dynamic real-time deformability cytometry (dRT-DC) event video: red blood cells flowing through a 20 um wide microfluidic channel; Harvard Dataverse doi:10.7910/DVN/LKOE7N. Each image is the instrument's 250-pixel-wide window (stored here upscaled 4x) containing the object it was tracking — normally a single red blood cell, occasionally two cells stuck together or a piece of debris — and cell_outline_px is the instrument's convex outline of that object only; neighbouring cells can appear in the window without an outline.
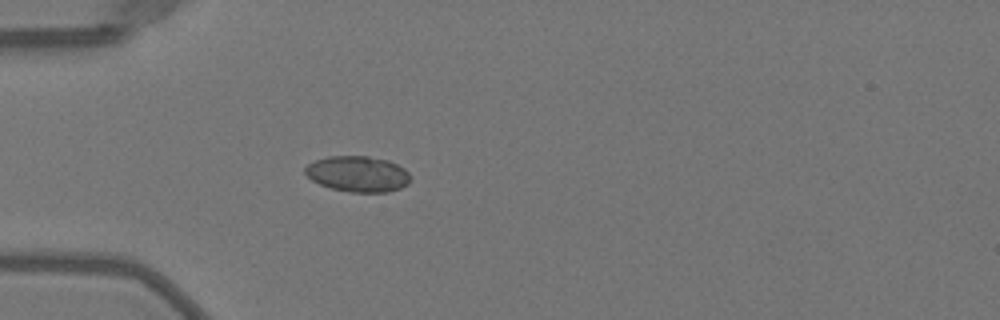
{"species": "Egyptian fruit bat (a non-hibernating species)", "species_latin": "Rousettus aegyptiacus", "temperature_condition": "warm", "stored_images_in_passage": 5, "camera_frame_rate_fps": 3000, "um_per_image_px": 0.085, "animal": {"sex": "female"}, "frame": {"image": 1, "passage_image": 1, "time_ms": 0.0, "image_size_px": [1000, 320], "cell_outline_px": [[412, 176], [408, 184], [400, 188], [388, 192], [352, 192], [332, 188], [320, 184], [312, 180], [304, 172], [304, 168], [308, 164], [316, 160], [328, 156], [368, 156], [388, 160], [404, 168]], "centroid_in_image_um": [30.43, 14.78], "position_along_channel_um": 54.6, "area_um2": 21.96}}